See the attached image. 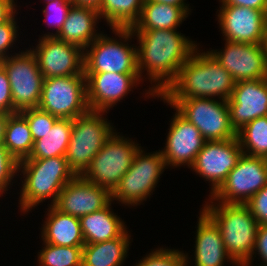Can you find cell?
Instances as JSON below:
<instances>
[{
    "label": "cell",
    "mask_w": 267,
    "mask_h": 266,
    "mask_svg": "<svg viewBox=\"0 0 267 266\" xmlns=\"http://www.w3.org/2000/svg\"><path fill=\"white\" fill-rule=\"evenodd\" d=\"M227 104L236 132L250 121L267 116V78L236 82Z\"/></svg>",
    "instance_id": "cell-20"
},
{
    "label": "cell",
    "mask_w": 267,
    "mask_h": 266,
    "mask_svg": "<svg viewBox=\"0 0 267 266\" xmlns=\"http://www.w3.org/2000/svg\"><path fill=\"white\" fill-rule=\"evenodd\" d=\"M74 5L91 6L98 8L102 0H72Z\"/></svg>",
    "instance_id": "cell-44"
},
{
    "label": "cell",
    "mask_w": 267,
    "mask_h": 266,
    "mask_svg": "<svg viewBox=\"0 0 267 266\" xmlns=\"http://www.w3.org/2000/svg\"><path fill=\"white\" fill-rule=\"evenodd\" d=\"M111 201L107 188L76 176L64 186L53 206L62 213L80 218L103 209Z\"/></svg>",
    "instance_id": "cell-19"
},
{
    "label": "cell",
    "mask_w": 267,
    "mask_h": 266,
    "mask_svg": "<svg viewBox=\"0 0 267 266\" xmlns=\"http://www.w3.org/2000/svg\"><path fill=\"white\" fill-rule=\"evenodd\" d=\"M20 113L26 118L34 141L42 139L48 130H52L55 121L58 119L38 107L22 110Z\"/></svg>",
    "instance_id": "cell-34"
},
{
    "label": "cell",
    "mask_w": 267,
    "mask_h": 266,
    "mask_svg": "<svg viewBox=\"0 0 267 266\" xmlns=\"http://www.w3.org/2000/svg\"><path fill=\"white\" fill-rule=\"evenodd\" d=\"M140 145L137 140L135 142L115 131L81 176L112 192L132 166L136 152L142 147Z\"/></svg>",
    "instance_id": "cell-8"
},
{
    "label": "cell",
    "mask_w": 267,
    "mask_h": 266,
    "mask_svg": "<svg viewBox=\"0 0 267 266\" xmlns=\"http://www.w3.org/2000/svg\"><path fill=\"white\" fill-rule=\"evenodd\" d=\"M112 201L103 209L79 218L85 244L120 237L128 228L124 219L112 209Z\"/></svg>",
    "instance_id": "cell-24"
},
{
    "label": "cell",
    "mask_w": 267,
    "mask_h": 266,
    "mask_svg": "<svg viewBox=\"0 0 267 266\" xmlns=\"http://www.w3.org/2000/svg\"><path fill=\"white\" fill-rule=\"evenodd\" d=\"M53 1H72V0H44V3L53 2Z\"/></svg>",
    "instance_id": "cell-46"
},
{
    "label": "cell",
    "mask_w": 267,
    "mask_h": 266,
    "mask_svg": "<svg viewBox=\"0 0 267 266\" xmlns=\"http://www.w3.org/2000/svg\"><path fill=\"white\" fill-rule=\"evenodd\" d=\"M3 146L18 162L31 154L34 140L28 122L20 112L9 115L5 126Z\"/></svg>",
    "instance_id": "cell-28"
},
{
    "label": "cell",
    "mask_w": 267,
    "mask_h": 266,
    "mask_svg": "<svg viewBox=\"0 0 267 266\" xmlns=\"http://www.w3.org/2000/svg\"><path fill=\"white\" fill-rule=\"evenodd\" d=\"M242 154L243 150L237 137L229 140L205 141L189 169L205 179L204 181H208L211 186L208 195L210 196L225 181Z\"/></svg>",
    "instance_id": "cell-15"
},
{
    "label": "cell",
    "mask_w": 267,
    "mask_h": 266,
    "mask_svg": "<svg viewBox=\"0 0 267 266\" xmlns=\"http://www.w3.org/2000/svg\"><path fill=\"white\" fill-rule=\"evenodd\" d=\"M223 41L225 46L222 49L209 48L208 51L232 75L235 82L267 78L262 44Z\"/></svg>",
    "instance_id": "cell-16"
},
{
    "label": "cell",
    "mask_w": 267,
    "mask_h": 266,
    "mask_svg": "<svg viewBox=\"0 0 267 266\" xmlns=\"http://www.w3.org/2000/svg\"><path fill=\"white\" fill-rule=\"evenodd\" d=\"M86 77V99L89 110L108 112L132 89L142 87L139 74L84 73ZM141 85L139 86V84Z\"/></svg>",
    "instance_id": "cell-18"
},
{
    "label": "cell",
    "mask_w": 267,
    "mask_h": 266,
    "mask_svg": "<svg viewBox=\"0 0 267 266\" xmlns=\"http://www.w3.org/2000/svg\"><path fill=\"white\" fill-rule=\"evenodd\" d=\"M18 161L14 156L0 144V197L7 194L11 189V185L16 183V176H18Z\"/></svg>",
    "instance_id": "cell-35"
},
{
    "label": "cell",
    "mask_w": 267,
    "mask_h": 266,
    "mask_svg": "<svg viewBox=\"0 0 267 266\" xmlns=\"http://www.w3.org/2000/svg\"><path fill=\"white\" fill-rule=\"evenodd\" d=\"M265 185H267L266 159L242 154L225 181L206 200L226 204H246Z\"/></svg>",
    "instance_id": "cell-12"
},
{
    "label": "cell",
    "mask_w": 267,
    "mask_h": 266,
    "mask_svg": "<svg viewBox=\"0 0 267 266\" xmlns=\"http://www.w3.org/2000/svg\"><path fill=\"white\" fill-rule=\"evenodd\" d=\"M39 109L61 119H75L89 108L85 75L44 79Z\"/></svg>",
    "instance_id": "cell-11"
},
{
    "label": "cell",
    "mask_w": 267,
    "mask_h": 266,
    "mask_svg": "<svg viewBox=\"0 0 267 266\" xmlns=\"http://www.w3.org/2000/svg\"><path fill=\"white\" fill-rule=\"evenodd\" d=\"M262 45H263V49L265 51V59H266V63H267V26H266Z\"/></svg>",
    "instance_id": "cell-45"
},
{
    "label": "cell",
    "mask_w": 267,
    "mask_h": 266,
    "mask_svg": "<svg viewBox=\"0 0 267 266\" xmlns=\"http://www.w3.org/2000/svg\"><path fill=\"white\" fill-rule=\"evenodd\" d=\"M132 239L130 230H126L120 237L85 244L82 248V266H123Z\"/></svg>",
    "instance_id": "cell-25"
},
{
    "label": "cell",
    "mask_w": 267,
    "mask_h": 266,
    "mask_svg": "<svg viewBox=\"0 0 267 266\" xmlns=\"http://www.w3.org/2000/svg\"><path fill=\"white\" fill-rule=\"evenodd\" d=\"M147 253L133 266H187L183 250L158 246Z\"/></svg>",
    "instance_id": "cell-32"
},
{
    "label": "cell",
    "mask_w": 267,
    "mask_h": 266,
    "mask_svg": "<svg viewBox=\"0 0 267 266\" xmlns=\"http://www.w3.org/2000/svg\"><path fill=\"white\" fill-rule=\"evenodd\" d=\"M201 209L218 226L227 254L237 265L251 258L259 226L245 204L205 201Z\"/></svg>",
    "instance_id": "cell-4"
},
{
    "label": "cell",
    "mask_w": 267,
    "mask_h": 266,
    "mask_svg": "<svg viewBox=\"0 0 267 266\" xmlns=\"http://www.w3.org/2000/svg\"><path fill=\"white\" fill-rule=\"evenodd\" d=\"M41 228V241L59 246H84V237L77 217L65 214L47 205Z\"/></svg>",
    "instance_id": "cell-23"
},
{
    "label": "cell",
    "mask_w": 267,
    "mask_h": 266,
    "mask_svg": "<svg viewBox=\"0 0 267 266\" xmlns=\"http://www.w3.org/2000/svg\"><path fill=\"white\" fill-rule=\"evenodd\" d=\"M29 49L36 57L44 79L84 75V50L55 36L40 37Z\"/></svg>",
    "instance_id": "cell-13"
},
{
    "label": "cell",
    "mask_w": 267,
    "mask_h": 266,
    "mask_svg": "<svg viewBox=\"0 0 267 266\" xmlns=\"http://www.w3.org/2000/svg\"><path fill=\"white\" fill-rule=\"evenodd\" d=\"M99 22L101 18L97 8L73 4L56 37L85 50L102 33L97 26Z\"/></svg>",
    "instance_id": "cell-22"
},
{
    "label": "cell",
    "mask_w": 267,
    "mask_h": 266,
    "mask_svg": "<svg viewBox=\"0 0 267 266\" xmlns=\"http://www.w3.org/2000/svg\"><path fill=\"white\" fill-rule=\"evenodd\" d=\"M107 113L88 110L85 114L73 119L65 157L69 167L77 176L84 173L95 155L117 130L106 118Z\"/></svg>",
    "instance_id": "cell-6"
},
{
    "label": "cell",
    "mask_w": 267,
    "mask_h": 266,
    "mask_svg": "<svg viewBox=\"0 0 267 266\" xmlns=\"http://www.w3.org/2000/svg\"><path fill=\"white\" fill-rule=\"evenodd\" d=\"M258 256V261L260 265L258 266H267V225H259L256 233L255 247L252 253L250 260L245 264V266H257L253 265L255 257Z\"/></svg>",
    "instance_id": "cell-38"
},
{
    "label": "cell",
    "mask_w": 267,
    "mask_h": 266,
    "mask_svg": "<svg viewBox=\"0 0 267 266\" xmlns=\"http://www.w3.org/2000/svg\"><path fill=\"white\" fill-rule=\"evenodd\" d=\"M189 14L180 6L145 0L131 29H178Z\"/></svg>",
    "instance_id": "cell-26"
},
{
    "label": "cell",
    "mask_w": 267,
    "mask_h": 266,
    "mask_svg": "<svg viewBox=\"0 0 267 266\" xmlns=\"http://www.w3.org/2000/svg\"><path fill=\"white\" fill-rule=\"evenodd\" d=\"M164 104L167 103L175 112L169 121V128L166 135L164 148L160 150L167 168H190L197 154L201 151L205 139L200 134L198 128L184 118L172 105H170L161 95H156Z\"/></svg>",
    "instance_id": "cell-14"
},
{
    "label": "cell",
    "mask_w": 267,
    "mask_h": 266,
    "mask_svg": "<svg viewBox=\"0 0 267 266\" xmlns=\"http://www.w3.org/2000/svg\"><path fill=\"white\" fill-rule=\"evenodd\" d=\"M45 7L42 10L44 14V24H46L48 28L51 29L53 27L52 32H45V34L39 35L40 37H48V36H57L61 31L65 20L67 19V15L69 10L71 9L73 2L72 1H53L45 3ZM55 32H54V31ZM54 32V33H53Z\"/></svg>",
    "instance_id": "cell-33"
},
{
    "label": "cell",
    "mask_w": 267,
    "mask_h": 266,
    "mask_svg": "<svg viewBox=\"0 0 267 266\" xmlns=\"http://www.w3.org/2000/svg\"><path fill=\"white\" fill-rule=\"evenodd\" d=\"M243 154L267 158V116L259 117L237 131Z\"/></svg>",
    "instance_id": "cell-30"
},
{
    "label": "cell",
    "mask_w": 267,
    "mask_h": 266,
    "mask_svg": "<svg viewBox=\"0 0 267 266\" xmlns=\"http://www.w3.org/2000/svg\"><path fill=\"white\" fill-rule=\"evenodd\" d=\"M19 13L17 12L9 21H5L0 23V61L8 58L10 55L16 54L17 52L14 51L12 53V49L16 46L15 44L18 42L19 37V26L17 25L16 15ZM14 45V46H13ZM11 48V49H10ZM10 50V52H9Z\"/></svg>",
    "instance_id": "cell-36"
},
{
    "label": "cell",
    "mask_w": 267,
    "mask_h": 266,
    "mask_svg": "<svg viewBox=\"0 0 267 266\" xmlns=\"http://www.w3.org/2000/svg\"><path fill=\"white\" fill-rule=\"evenodd\" d=\"M216 13L223 40L247 44L263 43L267 26V16L263 11L243 6L220 5Z\"/></svg>",
    "instance_id": "cell-17"
},
{
    "label": "cell",
    "mask_w": 267,
    "mask_h": 266,
    "mask_svg": "<svg viewBox=\"0 0 267 266\" xmlns=\"http://www.w3.org/2000/svg\"><path fill=\"white\" fill-rule=\"evenodd\" d=\"M0 111L7 114H13V101H12L9 77L6 70L1 64H0Z\"/></svg>",
    "instance_id": "cell-39"
},
{
    "label": "cell",
    "mask_w": 267,
    "mask_h": 266,
    "mask_svg": "<svg viewBox=\"0 0 267 266\" xmlns=\"http://www.w3.org/2000/svg\"><path fill=\"white\" fill-rule=\"evenodd\" d=\"M200 48L194 50L178 77L161 95L164 99H230L235 80L209 51Z\"/></svg>",
    "instance_id": "cell-2"
},
{
    "label": "cell",
    "mask_w": 267,
    "mask_h": 266,
    "mask_svg": "<svg viewBox=\"0 0 267 266\" xmlns=\"http://www.w3.org/2000/svg\"><path fill=\"white\" fill-rule=\"evenodd\" d=\"M153 2L163 3V4H169V5H175L182 7L189 15H191V9L189 6L190 4H187L186 0H151Z\"/></svg>",
    "instance_id": "cell-42"
},
{
    "label": "cell",
    "mask_w": 267,
    "mask_h": 266,
    "mask_svg": "<svg viewBox=\"0 0 267 266\" xmlns=\"http://www.w3.org/2000/svg\"><path fill=\"white\" fill-rule=\"evenodd\" d=\"M83 246H59L43 242L37 253L38 266H82Z\"/></svg>",
    "instance_id": "cell-31"
},
{
    "label": "cell",
    "mask_w": 267,
    "mask_h": 266,
    "mask_svg": "<svg viewBox=\"0 0 267 266\" xmlns=\"http://www.w3.org/2000/svg\"><path fill=\"white\" fill-rule=\"evenodd\" d=\"M265 14L267 16V0H266V4H265Z\"/></svg>",
    "instance_id": "cell-47"
},
{
    "label": "cell",
    "mask_w": 267,
    "mask_h": 266,
    "mask_svg": "<svg viewBox=\"0 0 267 266\" xmlns=\"http://www.w3.org/2000/svg\"><path fill=\"white\" fill-rule=\"evenodd\" d=\"M245 205L259 225H267V185L254 194Z\"/></svg>",
    "instance_id": "cell-37"
},
{
    "label": "cell",
    "mask_w": 267,
    "mask_h": 266,
    "mask_svg": "<svg viewBox=\"0 0 267 266\" xmlns=\"http://www.w3.org/2000/svg\"><path fill=\"white\" fill-rule=\"evenodd\" d=\"M220 5H235L249 7L265 13L266 0H219Z\"/></svg>",
    "instance_id": "cell-40"
},
{
    "label": "cell",
    "mask_w": 267,
    "mask_h": 266,
    "mask_svg": "<svg viewBox=\"0 0 267 266\" xmlns=\"http://www.w3.org/2000/svg\"><path fill=\"white\" fill-rule=\"evenodd\" d=\"M25 49L0 61L9 77L13 113L37 108L41 99L44 77L32 51Z\"/></svg>",
    "instance_id": "cell-10"
},
{
    "label": "cell",
    "mask_w": 267,
    "mask_h": 266,
    "mask_svg": "<svg viewBox=\"0 0 267 266\" xmlns=\"http://www.w3.org/2000/svg\"><path fill=\"white\" fill-rule=\"evenodd\" d=\"M15 1L17 0H0V23L9 21L19 11Z\"/></svg>",
    "instance_id": "cell-41"
},
{
    "label": "cell",
    "mask_w": 267,
    "mask_h": 266,
    "mask_svg": "<svg viewBox=\"0 0 267 266\" xmlns=\"http://www.w3.org/2000/svg\"><path fill=\"white\" fill-rule=\"evenodd\" d=\"M111 30L115 38L102 32L84 50V73L139 74L137 44L131 43L135 39L131 28Z\"/></svg>",
    "instance_id": "cell-5"
},
{
    "label": "cell",
    "mask_w": 267,
    "mask_h": 266,
    "mask_svg": "<svg viewBox=\"0 0 267 266\" xmlns=\"http://www.w3.org/2000/svg\"><path fill=\"white\" fill-rule=\"evenodd\" d=\"M200 210L195 227V249L192 250L194 255L189 257L190 254L184 252L187 266H191L189 260L192 258L194 266H225L228 262L232 266H238L227 254L218 226L202 209Z\"/></svg>",
    "instance_id": "cell-21"
},
{
    "label": "cell",
    "mask_w": 267,
    "mask_h": 266,
    "mask_svg": "<svg viewBox=\"0 0 267 266\" xmlns=\"http://www.w3.org/2000/svg\"><path fill=\"white\" fill-rule=\"evenodd\" d=\"M73 120L58 118L52 130H48L42 139L34 141L29 157L25 159H45L66 155L69 145Z\"/></svg>",
    "instance_id": "cell-27"
},
{
    "label": "cell",
    "mask_w": 267,
    "mask_h": 266,
    "mask_svg": "<svg viewBox=\"0 0 267 266\" xmlns=\"http://www.w3.org/2000/svg\"><path fill=\"white\" fill-rule=\"evenodd\" d=\"M9 115L0 111V144L4 142L5 126Z\"/></svg>",
    "instance_id": "cell-43"
},
{
    "label": "cell",
    "mask_w": 267,
    "mask_h": 266,
    "mask_svg": "<svg viewBox=\"0 0 267 266\" xmlns=\"http://www.w3.org/2000/svg\"><path fill=\"white\" fill-rule=\"evenodd\" d=\"M131 30L137 40L140 78L142 82L151 84L143 91L144 99L162 95L178 77L181 67L200 43L186 37L178 29Z\"/></svg>",
    "instance_id": "cell-1"
},
{
    "label": "cell",
    "mask_w": 267,
    "mask_h": 266,
    "mask_svg": "<svg viewBox=\"0 0 267 266\" xmlns=\"http://www.w3.org/2000/svg\"><path fill=\"white\" fill-rule=\"evenodd\" d=\"M199 129L205 141L237 137L232 127L227 101L214 98L165 99Z\"/></svg>",
    "instance_id": "cell-9"
},
{
    "label": "cell",
    "mask_w": 267,
    "mask_h": 266,
    "mask_svg": "<svg viewBox=\"0 0 267 266\" xmlns=\"http://www.w3.org/2000/svg\"><path fill=\"white\" fill-rule=\"evenodd\" d=\"M144 150L141 147L136 152L132 166L111 192L113 204L117 202L124 208L140 206L150 199L160 182V176L168 169L160 150L153 153Z\"/></svg>",
    "instance_id": "cell-7"
},
{
    "label": "cell",
    "mask_w": 267,
    "mask_h": 266,
    "mask_svg": "<svg viewBox=\"0 0 267 266\" xmlns=\"http://www.w3.org/2000/svg\"><path fill=\"white\" fill-rule=\"evenodd\" d=\"M145 0H102L97 8L100 18L111 28H132Z\"/></svg>",
    "instance_id": "cell-29"
},
{
    "label": "cell",
    "mask_w": 267,
    "mask_h": 266,
    "mask_svg": "<svg viewBox=\"0 0 267 266\" xmlns=\"http://www.w3.org/2000/svg\"><path fill=\"white\" fill-rule=\"evenodd\" d=\"M18 173L21 178L18 207L22 215H28L45 200L53 206L64 186L77 176L64 156L23 159L18 163Z\"/></svg>",
    "instance_id": "cell-3"
}]
</instances>
